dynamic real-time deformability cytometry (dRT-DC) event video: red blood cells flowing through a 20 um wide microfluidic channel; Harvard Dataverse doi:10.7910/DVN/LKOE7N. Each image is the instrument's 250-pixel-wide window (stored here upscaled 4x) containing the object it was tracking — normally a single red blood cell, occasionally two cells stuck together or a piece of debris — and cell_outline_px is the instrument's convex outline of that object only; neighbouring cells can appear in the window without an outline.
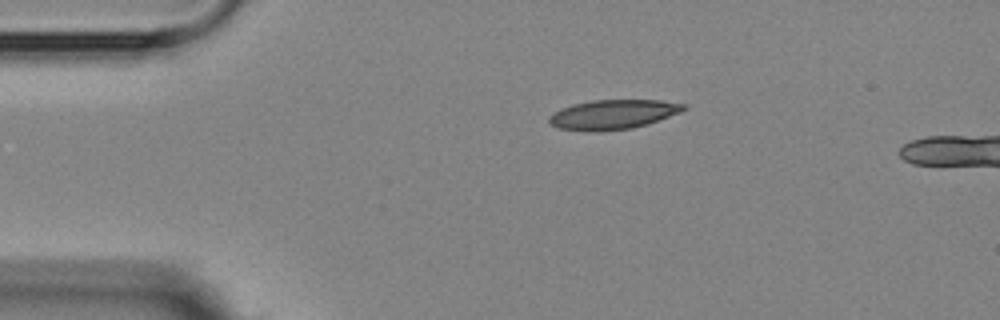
{"species": "Egyptian fruit bat (a non-hibernating species)", "species_latin": "Rousettus aegyptiacus", "temperature_condition": "room temperature", "stored_images_in_passage": 3, "camera_frame_rate_fps": 3000, "um_per_image_px": 0.085, "animal": {"sex": "female"}, "frame": {"image": 1, "passage_image": 1, "time_ms": 0.0, "image_size_px": [1000, 320], "cell_outline_px": [[688, 108], [680, 112], [632, 128], [588, 132], [556, 128], [548, 120], [548, 116], [560, 108], [572, 104], [592, 100], [660, 100], [688, 104]], "centroid_in_image_um": [52.06, 9.72], "position_along_channel_um": 32.9, "area_um2": 23.12}}